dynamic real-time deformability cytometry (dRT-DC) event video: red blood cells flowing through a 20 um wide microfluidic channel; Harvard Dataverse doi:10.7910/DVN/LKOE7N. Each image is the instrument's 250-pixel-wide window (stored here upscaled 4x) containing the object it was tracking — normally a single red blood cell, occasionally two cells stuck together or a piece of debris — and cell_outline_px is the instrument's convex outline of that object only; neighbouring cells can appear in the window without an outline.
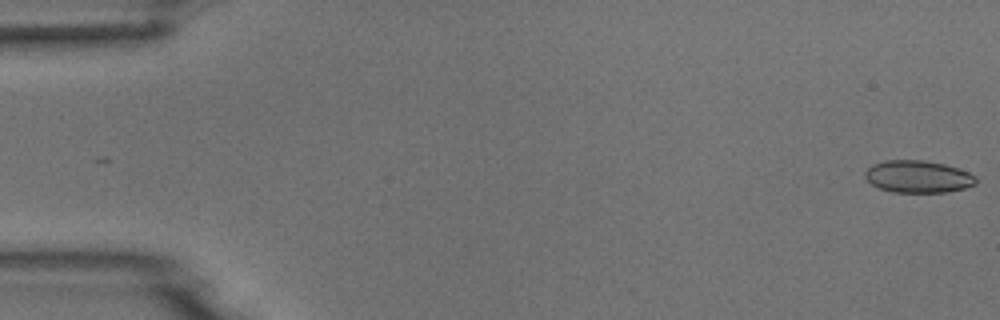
{"species": "common noctule bat (a hibernating species)", "species_latin": "Nyctalus noctula", "temperature_condition": "room temperature", "stored_images_in_passage": 51, "camera_frame_rate_fps": 3000, "um_per_image_px": 0.085, "animal": {"sex": "male", "body_mass_g": 18.8}, "frame": {"image": 1, "passage_image": 1, "time_ms": 0.0, "image_size_px": [1000, 320], "cell_outline_px": [[976, 184], [964, 188], [948, 192], [892, 192], [880, 188], [872, 184], [864, 176], [864, 172], [872, 164], [884, 160], [924, 160], [944, 164], [968, 172], [976, 176]], "centroid_in_image_um": [78.02, 15.01], "position_along_channel_um": 7.0, "area_um2": 20.81}}
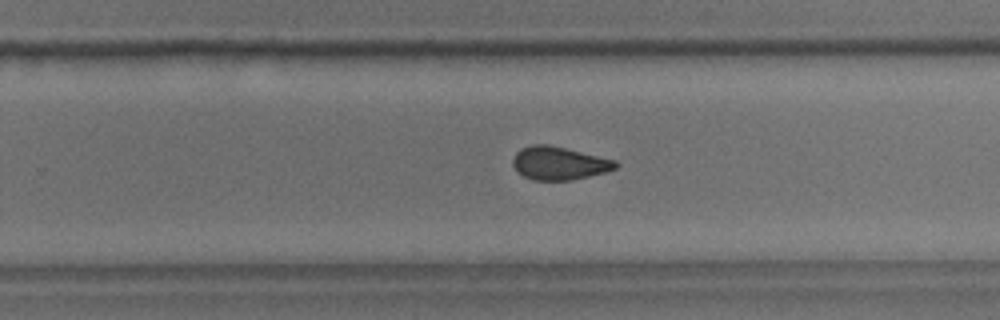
{"frame": {"image": 2, "passage_image": 34, "time_ms": 11.0, "image_size_px": [1000, 320], "cell_outline_px": [[620, 164], [616, 168], [604, 172], [572, 180], [532, 180], [516, 172], [512, 164], [512, 160], [516, 152], [520, 148], [532, 144], [548, 144], [616, 160]], "centroid_in_image_um": [47.48, 13.87], "position_along_channel_um": 282.3, "area_um2": 19.94}}
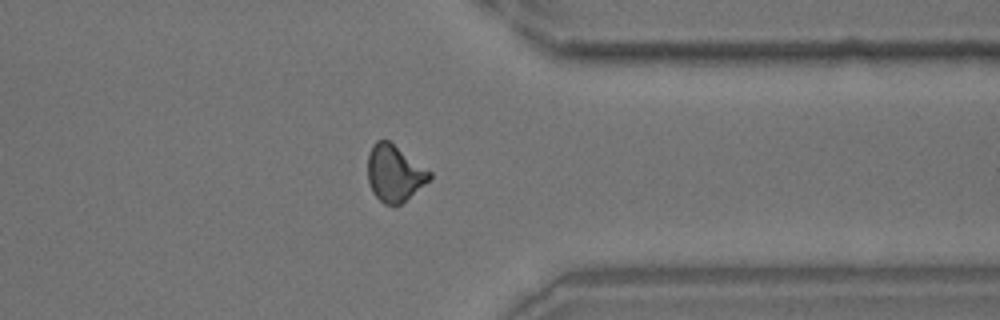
{"frame": {"image": 3, "passage_image": 42, "time_ms": 13.667, "image_size_px": [1000, 320], "cell_outline_px": [[432, 180], [396, 208], [384, 204], [372, 192], [368, 180], [368, 156], [372, 144], [376, 140], [388, 140], [432, 172]], "centroid_in_image_um": [33.55, 14.77], "position_along_channel_um": 377.8, "area_um2": 20.69}}